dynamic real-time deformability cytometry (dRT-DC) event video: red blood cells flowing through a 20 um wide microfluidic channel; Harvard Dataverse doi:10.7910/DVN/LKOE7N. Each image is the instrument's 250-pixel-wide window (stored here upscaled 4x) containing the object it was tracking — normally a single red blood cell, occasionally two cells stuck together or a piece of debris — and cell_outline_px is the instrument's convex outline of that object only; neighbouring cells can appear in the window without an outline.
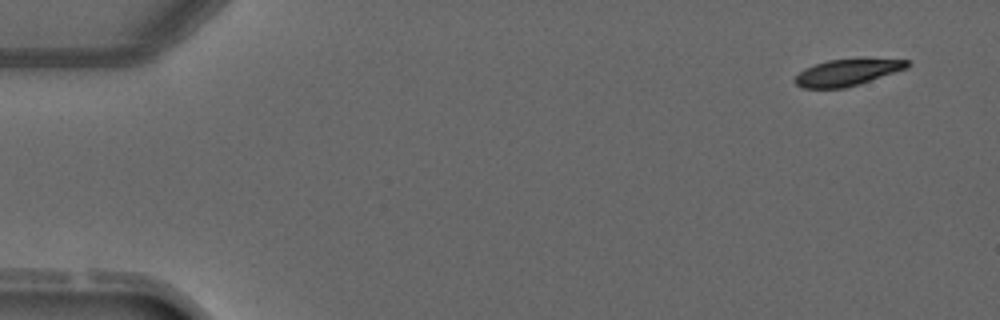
{"species": "common noctule bat (a hibernating species)", "species_latin": "Nyctalus noctula", "temperature_condition": "warm", "stored_images_in_passage": 4, "camera_frame_rate_fps": 3000, "um_per_image_px": 0.085, "animal": {"sex": "male", "forearm_length_mm": 52.5}, "frame": {"image": 1, "passage_image": 1, "time_ms": 0.0, "image_size_px": [1000, 320], "cell_outline_px": [[912, 64], [908, 68], [860, 84], [844, 88], [800, 88], [792, 80], [804, 68], [828, 60], [908, 60]], "centroid_in_image_um": [71.98, 6.19], "position_along_channel_um": 13.0, "area_um2": 17.05}}